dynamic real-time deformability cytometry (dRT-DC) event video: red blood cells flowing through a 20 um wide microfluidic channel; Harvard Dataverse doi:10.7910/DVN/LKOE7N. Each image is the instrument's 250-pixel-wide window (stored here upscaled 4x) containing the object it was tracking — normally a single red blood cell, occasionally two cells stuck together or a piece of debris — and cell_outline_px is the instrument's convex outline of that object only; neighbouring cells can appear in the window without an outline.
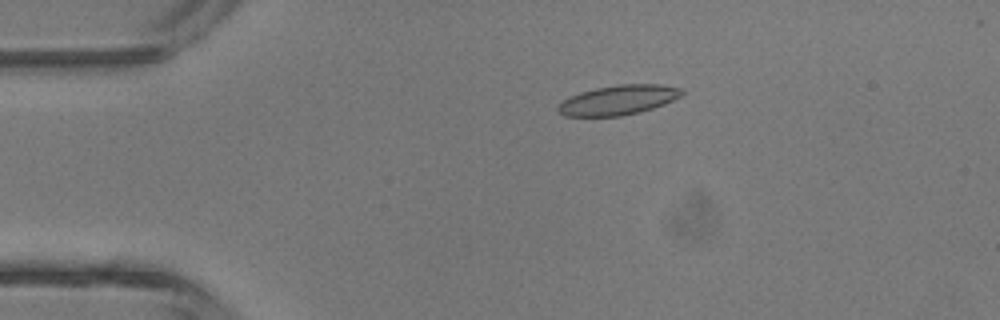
{"species": "common noctule bat (a hibernating species)", "species_latin": "Nyctalus noctula", "temperature_condition": "room temperature", "stored_images_in_passage": 2, "camera_frame_rate_fps": 3000, "um_per_image_px": 0.085, "animal": {"sex": "male", "body_mass_g": 13.3}, "frame": {"image": 1, "passage_image": 1, "time_ms": 0.0, "image_size_px": [1000, 320], "cell_outline_px": [[684, 92], [680, 96], [664, 104], [640, 112], [620, 116], [564, 116], [556, 108], [564, 100], [580, 92], [596, 88], [616, 84], [660, 84], [680, 88]], "centroid_in_image_um": [52.56, 8.5], "position_along_channel_um": 32.4, "area_um2": 21.21}}